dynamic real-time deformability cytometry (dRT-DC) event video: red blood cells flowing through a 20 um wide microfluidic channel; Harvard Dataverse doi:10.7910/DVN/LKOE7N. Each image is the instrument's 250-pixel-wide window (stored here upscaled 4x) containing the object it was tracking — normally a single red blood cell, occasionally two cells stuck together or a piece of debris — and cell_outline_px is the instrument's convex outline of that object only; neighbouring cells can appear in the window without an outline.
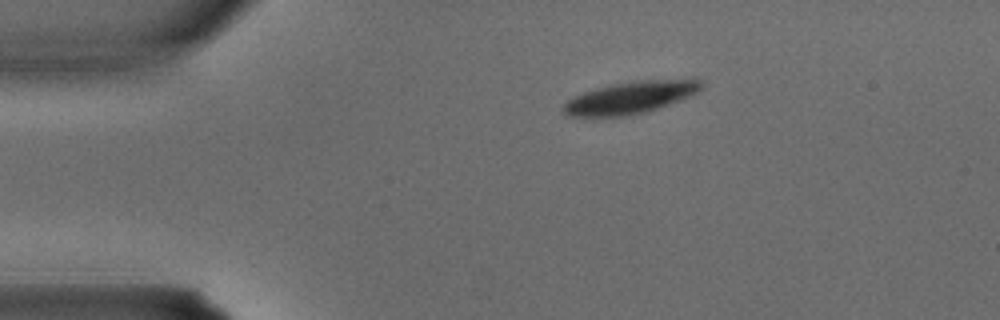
{"species": "common noctule bat (a hibernating species)", "species_latin": "Nyctalus noctula", "temperature_condition": "warm", "stored_images_in_passage": 2, "camera_frame_rate_fps": 3000, "um_per_image_px": 0.085, "animal": {"sex": "male", "body_mass_g": 15.6}, "frame": {"image": 1, "passage_image": 1, "time_ms": 0.0, "image_size_px": [1000, 320], "cell_outline_px": [[704, 84], [696, 92], [680, 100], [644, 112], [624, 116], [564, 116], [564, 104], [572, 96], [596, 88], [612, 84], [640, 80], [692, 76], [700, 80]], "centroid_in_image_um": [53.65, 8.24], "position_along_channel_um": 31.3, "area_um2": 26.07}}
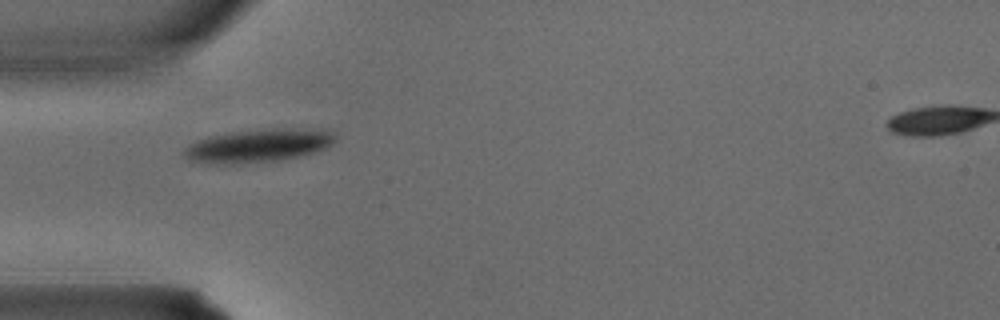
{"frame": {"image": 2, "passage_image": 2, "time_ms": 0.333, "image_size_px": [1000, 320], "cell_outline_px": [[336, 140], [328, 148], [304, 156], [280, 160], [240, 164], [208, 164], [188, 160], [180, 152], [188, 144], [208, 136], [232, 132], [272, 128], [292, 128], [328, 132], [336, 136]], "centroid_in_image_um": [21.89, 12.41], "position_along_channel_um": 63.1, "area_um2": 29.59}}